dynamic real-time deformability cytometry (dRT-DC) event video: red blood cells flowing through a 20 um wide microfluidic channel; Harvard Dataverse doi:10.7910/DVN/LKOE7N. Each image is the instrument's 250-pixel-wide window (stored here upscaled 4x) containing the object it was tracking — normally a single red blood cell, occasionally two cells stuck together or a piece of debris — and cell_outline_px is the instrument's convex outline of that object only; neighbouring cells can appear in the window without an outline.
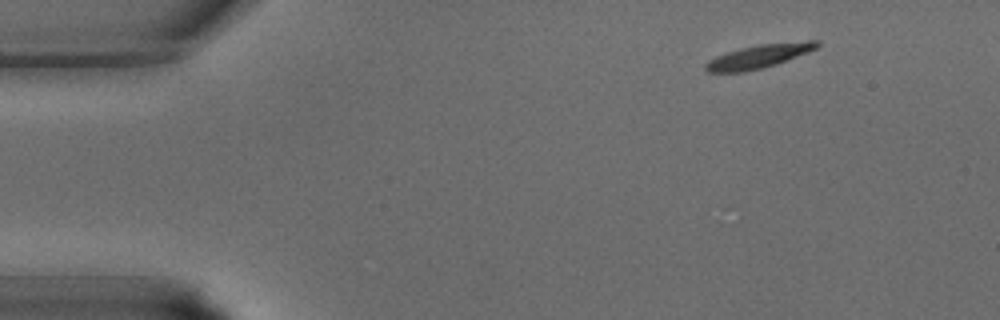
{"species": "common noctule bat (a hibernating species)", "species_latin": "Nyctalus noctula", "temperature_condition": "warm", "stored_images_in_passage": 16, "camera_frame_rate_fps": 3000, "um_per_image_px": 0.085, "animal": {"sex": "male", "body_mass_g": 15.6}, "frame": {"image": 1, "passage_image": 1, "time_ms": 0.0, "image_size_px": [1000, 320], "cell_outline_px": [[820, 44], [816, 48], [808, 52], [776, 64], [764, 68], [744, 72], [708, 72], [704, 68], [704, 64], [708, 60], [716, 56], [740, 48], [760, 44], [808, 40], [820, 40]], "centroid_in_image_um": [64.51, 4.78], "position_along_channel_um": 20.5, "area_um2": 15.37}}
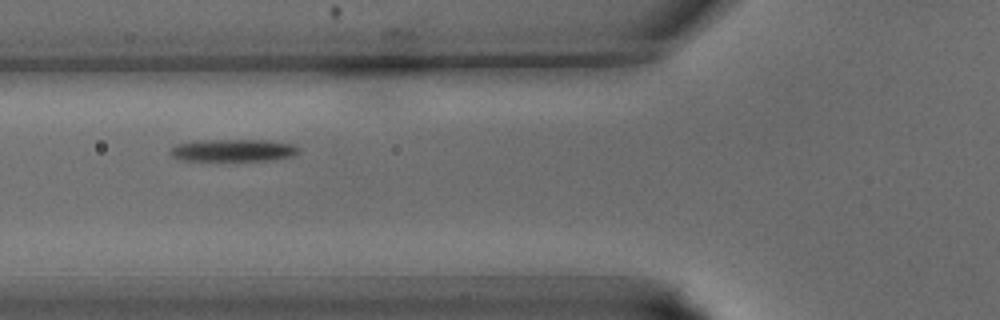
{"frame": {"image": 2, "passage_image": 11, "time_ms": 3.333, "image_size_px": [1000, 320], "cell_outline_px": [[300, 152], [292, 156], [272, 160], [184, 160], [172, 156], [168, 152], [176, 144], [196, 140], [264, 140], [296, 144], [300, 148]], "centroid_in_image_um": [19.86, 12.76], "position_along_channel_um": 105.9, "area_um2": 16.7}}
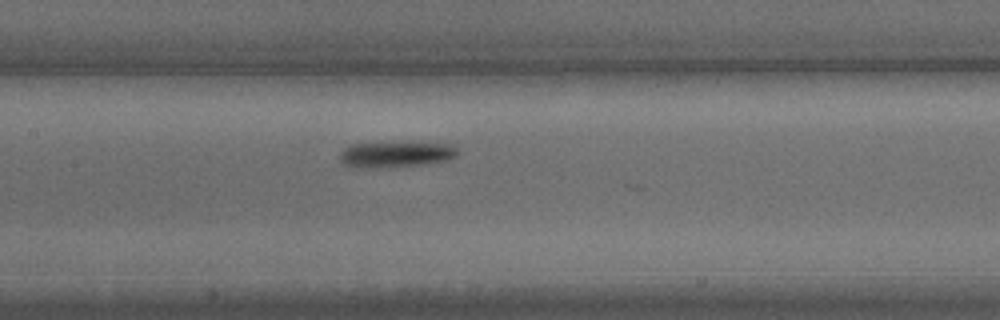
{"frame": {"image": 3, "passage_image": 15, "time_ms": 4.667, "image_size_px": [1000, 320], "cell_outline_px": [[460, 152], [456, 156], [448, 160], [428, 164], [388, 168], [352, 168], [344, 164], [340, 160], [340, 152], [344, 148], [352, 144], [448, 144], [456, 148]], "centroid_in_image_um": [33.61, 13.18], "position_along_channel_um": 173.8, "area_um2": 17.51}}